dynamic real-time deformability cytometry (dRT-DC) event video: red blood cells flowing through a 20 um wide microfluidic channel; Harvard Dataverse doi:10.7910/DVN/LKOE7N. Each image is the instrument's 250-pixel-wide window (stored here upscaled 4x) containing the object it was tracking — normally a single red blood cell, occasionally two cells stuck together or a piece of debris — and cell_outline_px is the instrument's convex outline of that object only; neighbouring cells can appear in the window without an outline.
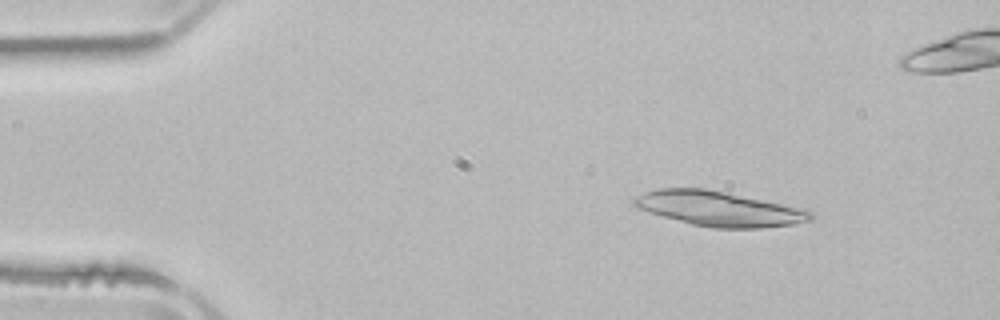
{"species": "common noctule bat (a hibernating species)", "species_latin": "Nyctalus noctula", "temperature_condition": "room temperature", "stored_images_in_passage": 5, "camera_frame_rate_fps": 3000, "um_per_image_px": 0.085, "animal": {"sex": "male", "body_mass_g": 21.5, "forearm_length_mm": 52.0}, "frame": {"image": 1, "passage_image": 2, "time_ms": 1.667, "image_size_px": [1000, 320], "cell_outline_px": [[816, 216], [812, 220], [796, 224], [764, 228], [712, 228], [692, 224], [636, 208], [632, 204], [632, 200], [636, 196], [644, 192], [656, 188], [704, 188], [724, 192], [780, 204], [812, 212]], "centroid_in_image_um": [61.07, 17.75], "position_along_channel_um": 23.9, "area_um2": 35.43}}